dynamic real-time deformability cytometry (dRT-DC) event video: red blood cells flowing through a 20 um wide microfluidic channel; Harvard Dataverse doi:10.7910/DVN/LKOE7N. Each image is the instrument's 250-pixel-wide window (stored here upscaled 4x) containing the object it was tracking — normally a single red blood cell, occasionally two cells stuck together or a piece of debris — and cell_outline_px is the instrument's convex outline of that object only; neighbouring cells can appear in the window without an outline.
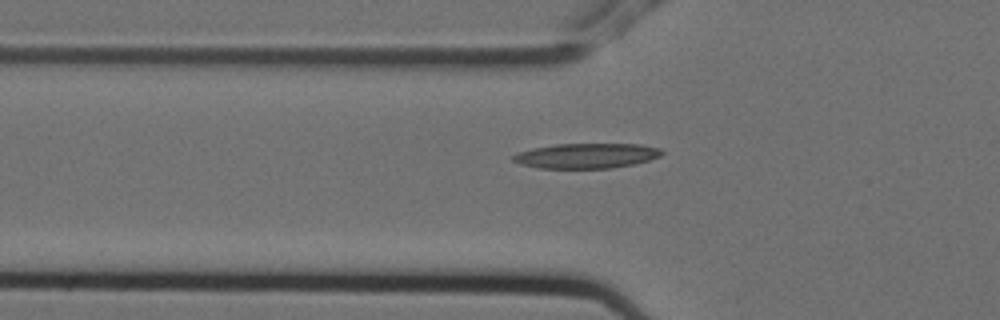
{"species": "Egyptian fruit bat (a non-hibernating species)", "species_latin": "Rousettus aegyptiacus", "temperature_condition": "cold", "stored_images_in_passage": 6, "camera_frame_rate_fps": 3000, "um_per_image_px": 0.085, "animal": {"sex": "female"}, "frame": {"image": 1, "passage_image": 6, "time_ms": 1.667, "image_size_px": [1000, 320], "cell_outline_px": [[664, 152], [660, 156], [648, 160], [632, 164], [612, 168], [540, 168], [520, 164], [512, 160], [512, 156], [516, 152], [532, 148], [556, 144], [640, 144], [660, 148]], "centroid_in_image_um": [49.82, 13.23], "position_along_channel_um": 76.0, "area_um2": 21.68}}